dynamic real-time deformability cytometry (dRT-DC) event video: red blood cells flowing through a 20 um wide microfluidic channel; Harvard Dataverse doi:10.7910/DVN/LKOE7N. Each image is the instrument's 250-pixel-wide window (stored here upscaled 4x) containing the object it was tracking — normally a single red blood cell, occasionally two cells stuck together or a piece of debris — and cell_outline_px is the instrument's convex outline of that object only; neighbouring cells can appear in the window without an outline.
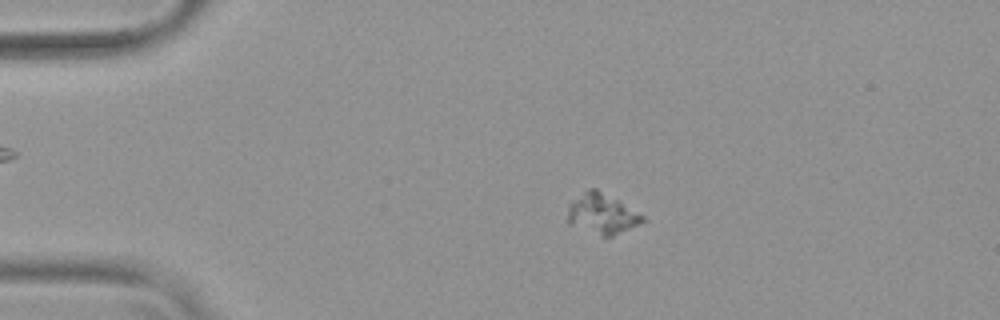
{"species": "common noctule bat (a hibernating species)", "species_latin": "Nyctalus noctula", "temperature_condition": "warm", "stored_images_in_passage": 56, "camera_frame_rate_fps": 3000, "um_per_image_px": 0.085, "animal": {"sex": "female", "body_mass_g": 19.9}, "frame": {"image": 1, "passage_image": 12, "time_ms": 3.667, "image_size_px": [1000, 320], "cell_outline_px": [[648, 220], [612, 236], [604, 236], [568, 224], [568, 204], [572, 200], [588, 188], [596, 188], [644, 216]], "centroid_in_image_um": [51.15, 18.17], "position_along_channel_um": 33.9, "area_um2": 17.28}}
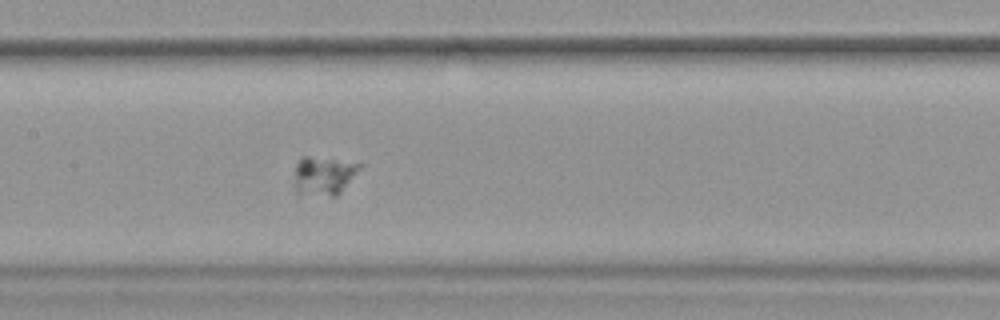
{"frame": {"image": 2, "passage_image": 28, "time_ms": 9.0, "image_size_px": [1000, 320], "cell_outline_px": [[364, 164], [340, 192], [336, 196], [332, 196], [296, 192], [296, 164], [304, 156], [308, 156]], "centroid_in_image_um": [27.54, 14.92], "position_along_channel_um": 179.9, "area_um2": 14.1}}
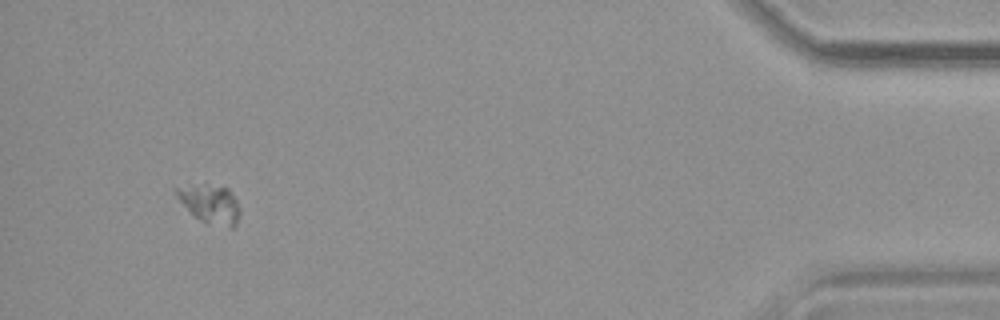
{"frame": {"image": 3, "passage_image": 53, "time_ms": 17.333, "image_size_px": [1000, 320], "cell_outline_px": [[240, 216], [236, 224], [232, 228], [228, 228], [200, 220], [176, 196], [176, 188], [228, 188], [236, 200], [240, 208]], "centroid_in_image_um": [17.97, 17.43], "position_along_channel_um": 417.2, "area_um2": 13.12}}